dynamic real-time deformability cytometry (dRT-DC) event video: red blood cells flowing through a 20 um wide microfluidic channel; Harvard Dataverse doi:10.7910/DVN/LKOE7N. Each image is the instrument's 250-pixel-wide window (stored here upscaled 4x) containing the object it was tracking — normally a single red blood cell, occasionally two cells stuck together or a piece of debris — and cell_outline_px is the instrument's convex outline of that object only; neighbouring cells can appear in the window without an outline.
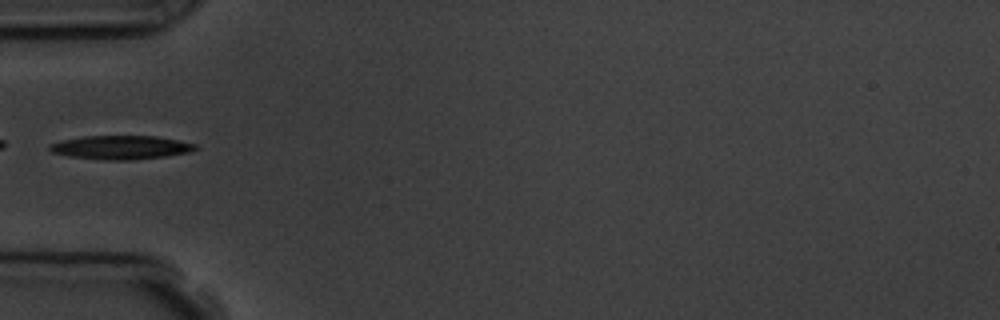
{"species": "common noctule bat (a hibernating species)", "species_latin": "Nyctalus noctula", "temperature_condition": "room temperature", "stored_images_in_passage": 5, "camera_frame_rate_fps": 3000, "um_per_image_px": 0.085, "animal": {"sex": "male", "body_mass_g": 19.5, "forearm_length_mm": 54.6}, "frame": {"image": 1, "passage_image": 4, "time_ms": 4.333, "image_size_px": [1000, 320], "cell_outline_px": [[200, 148], [188, 152], [164, 156], [132, 160], [104, 160], [68, 156], [52, 152], [48, 148], [48, 144], [60, 140], [84, 136], [156, 136], [196, 144]], "centroid_in_image_um": [10.23, 12.53], "position_along_channel_um": 74.8, "area_um2": 20.17}}